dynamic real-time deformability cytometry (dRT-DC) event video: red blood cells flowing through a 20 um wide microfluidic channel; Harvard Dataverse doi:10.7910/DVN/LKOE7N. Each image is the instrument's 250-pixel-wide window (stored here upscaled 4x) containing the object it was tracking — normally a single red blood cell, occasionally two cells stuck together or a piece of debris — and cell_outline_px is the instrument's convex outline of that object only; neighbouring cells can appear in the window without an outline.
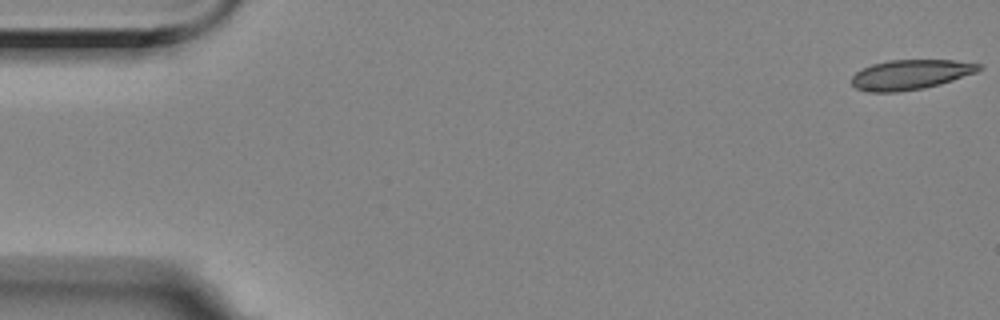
{"species": "Egyptian fruit bat (a non-hibernating species)", "species_latin": "Rousettus aegyptiacus", "temperature_condition": "room temperature", "stored_images_in_passage": 15, "camera_frame_rate_fps": 3000, "um_per_image_px": 0.085, "animal": {"sex": "female"}, "frame": {"image": 1, "passage_image": 1, "time_ms": 0.0, "image_size_px": [1000, 320], "cell_outline_px": [[984, 68], [976, 72], [940, 84], [924, 88], [896, 92], [872, 92], [856, 88], [852, 84], [852, 76], [856, 72], [872, 64], [888, 60], [956, 60], [984, 64]], "centroid_in_image_um": [77.43, 6.33], "position_along_channel_um": 7.6, "area_um2": 22.14}}
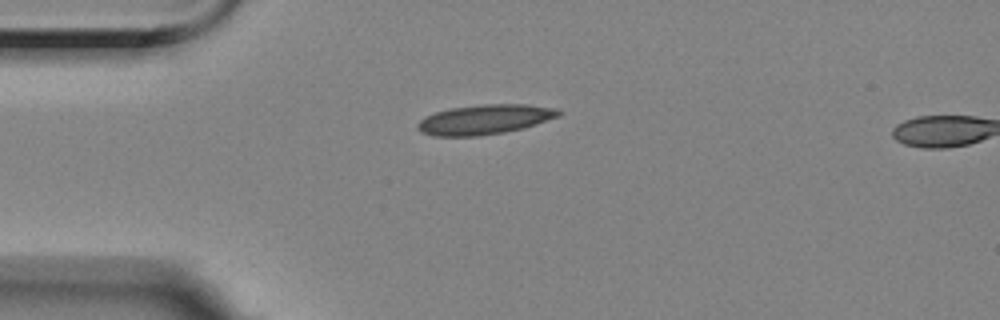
{"frame": {"image": 2, "passage_image": 14, "time_ms": 4.333, "image_size_px": [1000, 320], "cell_outline_px": [[564, 112], [560, 116], [524, 128], [504, 132], [476, 136], [432, 136], [420, 132], [416, 128], [416, 124], [424, 116], [448, 108], [480, 104], [528, 104], [556, 108]], "centroid_in_image_um": [41.19, 10.15], "position_along_channel_um": 43.8, "area_um2": 24.8}}